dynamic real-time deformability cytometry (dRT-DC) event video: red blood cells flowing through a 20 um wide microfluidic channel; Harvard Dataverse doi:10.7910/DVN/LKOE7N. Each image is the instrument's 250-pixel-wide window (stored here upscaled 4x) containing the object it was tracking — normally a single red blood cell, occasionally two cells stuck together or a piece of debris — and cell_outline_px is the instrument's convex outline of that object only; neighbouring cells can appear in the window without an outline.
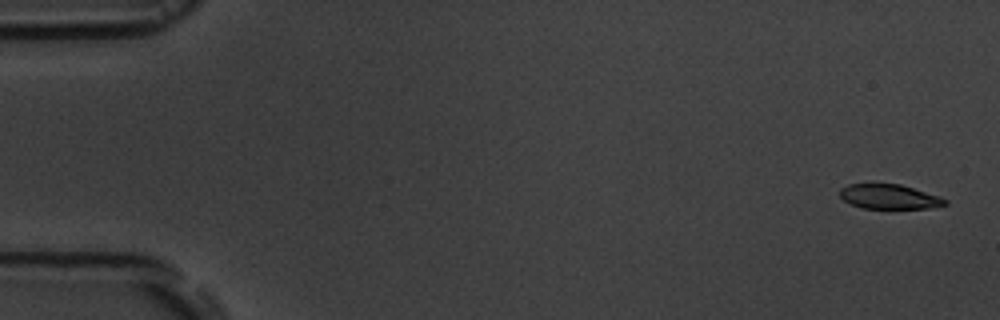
{"species": "common noctule bat (a hibernating species)", "species_latin": "Nyctalus noctula", "temperature_condition": "room temperature", "stored_images_in_passage": 17, "camera_frame_rate_fps": 3000, "um_per_image_px": 0.085, "animal": {"sex": "male", "body_mass_g": 19.5, "forearm_length_mm": 54.6}, "frame": {"image": 1, "passage_image": 1, "time_ms": 0.0, "image_size_px": [1000, 320], "cell_outline_px": [[948, 204], [928, 208], [864, 208], [852, 204], [844, 200], [840, 196], [840, 188], [848, 184], [872, 180], [900, 184], [940, 196], [948, 200]], "centroid_in_image_um": [75.54, 16.66], "position_along_channel_um": 9.5, "area_um2": 15.72}}
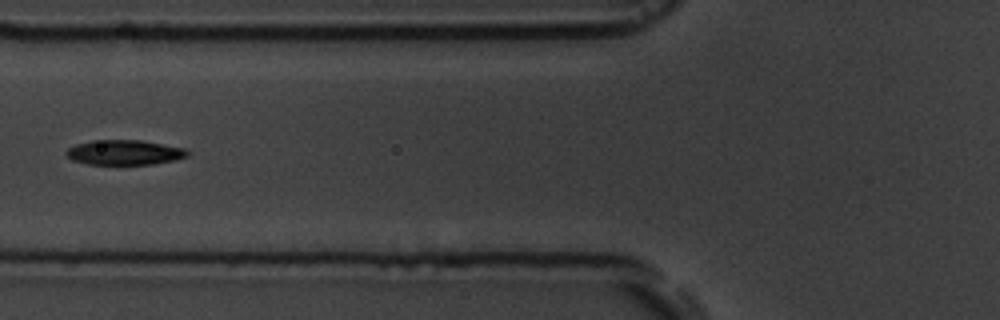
{"frame": {"image": 2, "passage_image": 7, "time_ms": 6.667, "image_size_px": [1000, 320], "cell_outline_px": [[188, 156], [176, 160], [152, 164], [88, 164], [72, 160], [64, 152], [68, 148], [76, 144], [92, 140], [140, 140], [184, 148], [188, 152]], "centroid_in_image_um": [10.56, 12.95], "position_along_channel_um": 115.2, "area_um2": 17.51}}
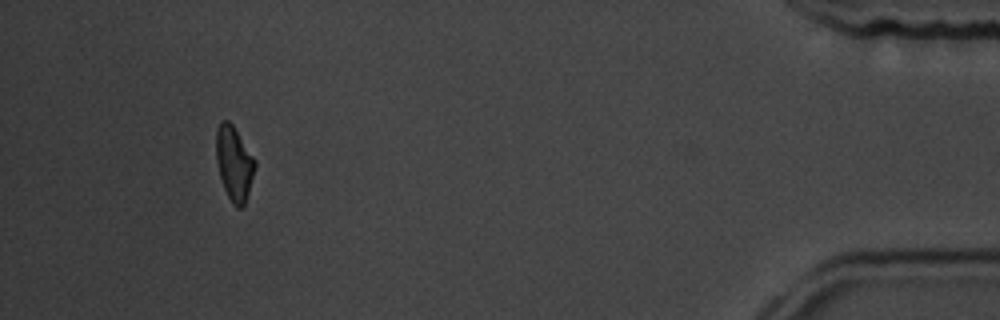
{"frame": {"image": 3, "passage_image": 16, "time_ms": 16.667, "image_size_px": [1000, 320], "cell_outline_px": [[256, 164], [248, 192], [244, 204], [240, 208], [236, 208], [232, 204], [224, 188], [220, 176], [216, 160], [216, 128], [220, 120], [228, 120], [232, 124], [256, 160]], "centroid_in_image_um": [19.88, 13.85], "position_along_channel_um": 415.3, "area_um2": 16.7}, "authors_computed_cell_mechanics": {"area_um2": 17.6868, "velocity_mm_per_s": 3.6765, "shape_relaxation_time_tau1_ms": 2.3832, "shape_relaxation_time_tau2_ms": 4.5953, "deformation_change_tau1": 0.1114, "deformation_change_tau2": 0.0915}}